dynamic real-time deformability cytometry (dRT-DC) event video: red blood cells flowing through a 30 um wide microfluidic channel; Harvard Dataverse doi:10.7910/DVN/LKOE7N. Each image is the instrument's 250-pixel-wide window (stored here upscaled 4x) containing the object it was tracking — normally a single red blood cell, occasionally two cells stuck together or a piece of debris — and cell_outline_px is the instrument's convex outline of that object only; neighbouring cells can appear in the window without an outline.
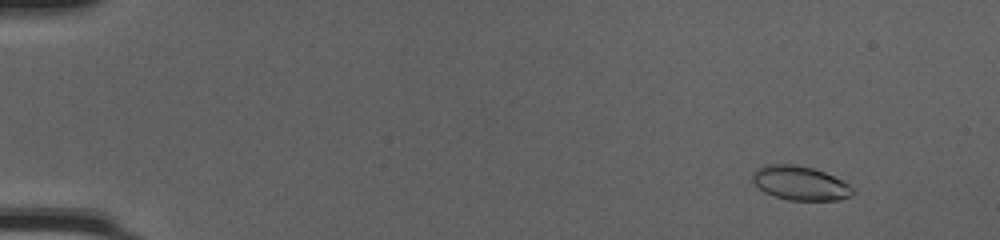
{"species": "common noctule bat (a hibernating species)", "species_latin": "Nyctalus noctula", "temperature_condition": "cold", "stored_images_in_passage": 52, "camera_frame_rate_fps": 3000, "um_per_image_px": 0.085, "animal": {"sex": "female", "body_mass_g": 20.0, "forearm_length_mm": 54.0}, "frame": {"image": 1, "passage_image": 6, "time_ms": 1.667, "image_size_px": [1000, 240], "cell_outline_px": [[856, 192], [840, 200], [788, 200], [764, 192], [752, 180], [752, 176], [760, 168], [768, 164], [792, 164], [812, 168], [824, 172], [848, 184]], "centroid_in_image_um": [68.03, 15.58], "position_along_channel_um": 17.0, "area_um2": 19.48}}
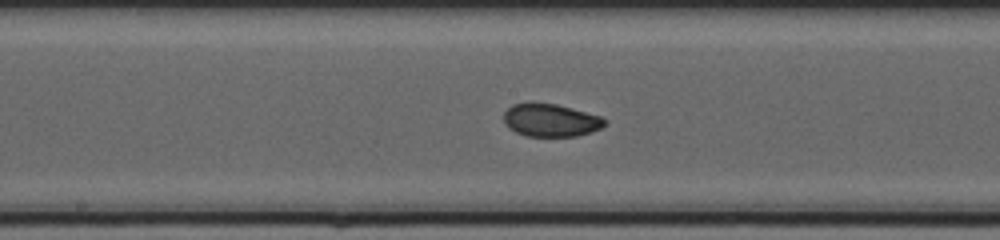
{"frame": {"image": 2, "passage_image": 29, "time_ms": 9.333, "image_size_px": [1000, 240], "cell_outline_px": [[608, 120], [600, 128], [592, 132], [576, 136], [528, 136], [516, 132], [508, 128], [504, 124], [504, 112], [512, 104], [532, 100], [556, 104], [572, 108], [600, 116]], "centroid_in_image_um": [46.76, 10.19], "position_along_channel_um": 201.4, "area_um2": 19.71}}
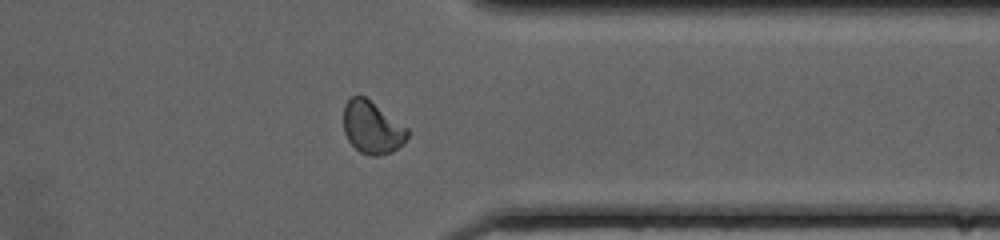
{"frame": {"image": 3, "passage_image": 42, "time_ms": 13.667, "image_size_px": [1000, 240], "cell_outline_px": [[408, 136], [404, 144], [392, 152], [380, 156], [368, 156], [360, 152], [348, 140], [344, 132], [344, 104], [352, 96], [364, 96], [408, 128]], "centroid_in_image_um": [31.64, 10.87], "position_along_channel_um": 379.8, "area_um2": 19.54}, "authors_computed_cell_mechanics": {"area_um2": 19.5364, "velocity_mm_per_s": 4.1951, "shape_relaxation_time_tau1_ms": 2.7943, "shape_relaxation_time_tau2_ms": 1.3383, "deformation_change_tau1": 0.1081, "deformation_change_tau2": 0.0527}}